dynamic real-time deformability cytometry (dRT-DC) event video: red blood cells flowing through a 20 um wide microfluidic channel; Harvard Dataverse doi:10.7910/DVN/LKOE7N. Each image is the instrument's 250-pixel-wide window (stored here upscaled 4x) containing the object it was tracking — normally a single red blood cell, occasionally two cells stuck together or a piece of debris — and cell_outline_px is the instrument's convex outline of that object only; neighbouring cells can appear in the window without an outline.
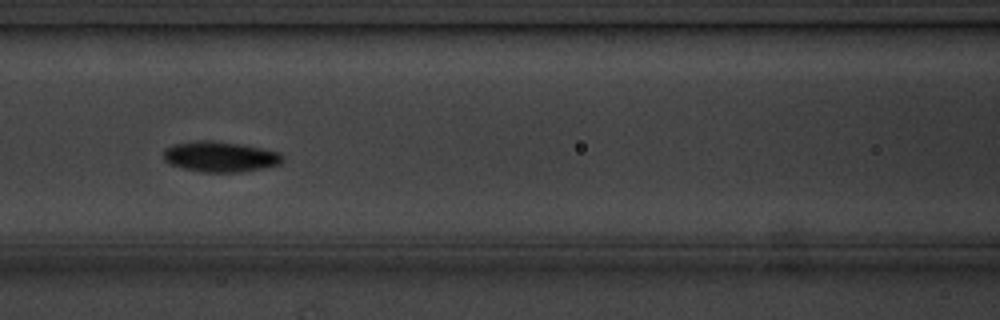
{"species": "common noctule bat (a hibernating species)", "species_latin": "Nyctalus noctula", "temperature_condition": "cold", "stored_images_in_passage": 9, "camera_frame_rate_fps": 3000, "um_per_image_px": 0.085, "animal": {"sex": "male", "body_mass_g": 20.1, "forearm_length_mm": 53.5}, "frame": {"image": 1, "passage_image": 8, "time_ms": 8.0, "image_size_px": [1000, 320], "cell_outline_px": [[284, 160], [280, 164], [240, 172], [204, 172], [184, 168], [168, 164], [164, 160], [164, 148], [172, 144], [196, 140], [212, 140], [240, 144], [280, 152], [284, 156]], "centroid_in_image_um": [18.69, 13.3], "position_along_channel_um": 147.9, "area_um2": 21.21}}